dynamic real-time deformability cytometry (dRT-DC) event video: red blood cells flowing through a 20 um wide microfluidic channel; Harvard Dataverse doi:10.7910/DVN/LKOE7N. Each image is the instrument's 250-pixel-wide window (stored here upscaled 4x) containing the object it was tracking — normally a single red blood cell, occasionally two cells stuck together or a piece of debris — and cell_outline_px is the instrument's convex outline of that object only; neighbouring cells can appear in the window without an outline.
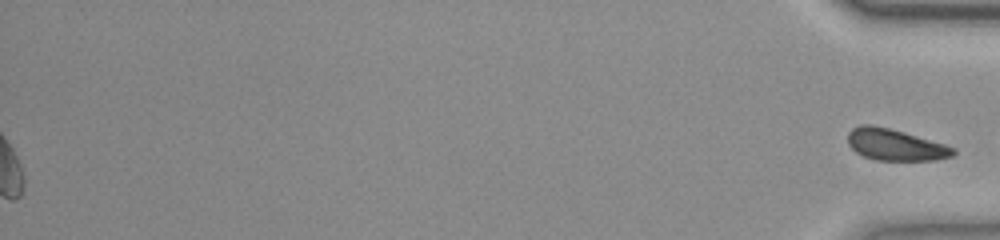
{"species": "common noctule bat (a hibernating species)", "species_latin": "Nyctalus noctula", "temperature_condition": "room temperature", "stored_images_in_passage": 50, "segment_of_instrument_passage": [2, 2], "camera_frame_rate_fps": 3000, "um_per_image_px": 0.085, "animal": {"sex": "female", "body_mass_g": 23.0, "forearm_length_mm": 53.4}, "frame": {"image": 1, "passage_image": 50, "time_ms": 16.333, "image_size_px": [1000, 240], "cell_outline_px": [[956, 152], [952, 156], [936, 160], [876, 160], [864, 156], [856, 152], [848, 144], [848, 132], [852, 128], [860, 124], [872, 124], [904, 132], [944, 144], [956, 148]], "centroid_in_image_um": [76.08, 12.3], "position_along_channel_um": 359.1, "area_um2": 19.31}}